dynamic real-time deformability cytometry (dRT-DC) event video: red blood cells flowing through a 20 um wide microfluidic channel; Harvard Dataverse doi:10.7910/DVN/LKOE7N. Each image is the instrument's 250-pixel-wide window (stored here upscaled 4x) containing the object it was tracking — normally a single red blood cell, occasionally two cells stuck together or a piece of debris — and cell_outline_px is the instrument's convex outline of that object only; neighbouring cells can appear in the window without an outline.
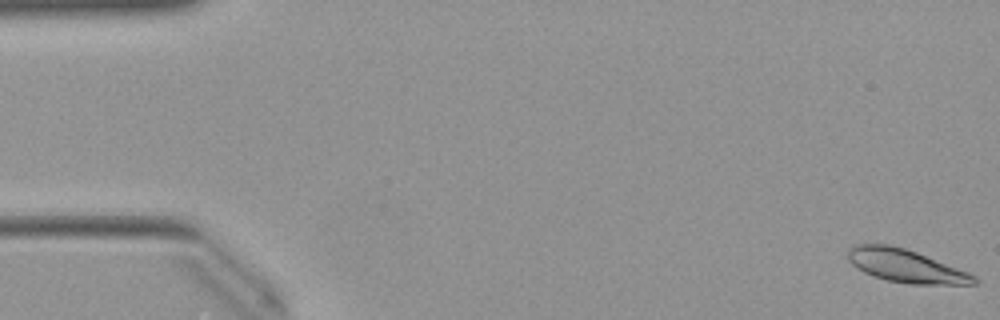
{"species": "Egyptian fruit bat (a non-hibernating species)", "species_latin": "Rousettus aegyptiacus", "temperature_condition": "warm", "stored_images_in_passage": 13, "segment_of_instrument_passage": [1, 2], "camera_frame_rate_fps": 3000, "um_per_image_px": 0.085, "animal": {"sex": "female"}, "frame": {"image": 1, "passage_image": 1, "time_ms": 0.0, "image_size_px": [1000, 320], "cell_outline_px": [[980, 284], [908, 284], [888, 280], [872, 276], [864, 272], [852, 264], [848, 260], [848, 248], [856, 244], [888, 244], [904, 248], [916, 252], [968, 272], [976, 276], [980, 280]], "centroid_in_image_um": [77.0, 22.61], "position_along_channel_um": 8.0, "area_um2": 24.22}}